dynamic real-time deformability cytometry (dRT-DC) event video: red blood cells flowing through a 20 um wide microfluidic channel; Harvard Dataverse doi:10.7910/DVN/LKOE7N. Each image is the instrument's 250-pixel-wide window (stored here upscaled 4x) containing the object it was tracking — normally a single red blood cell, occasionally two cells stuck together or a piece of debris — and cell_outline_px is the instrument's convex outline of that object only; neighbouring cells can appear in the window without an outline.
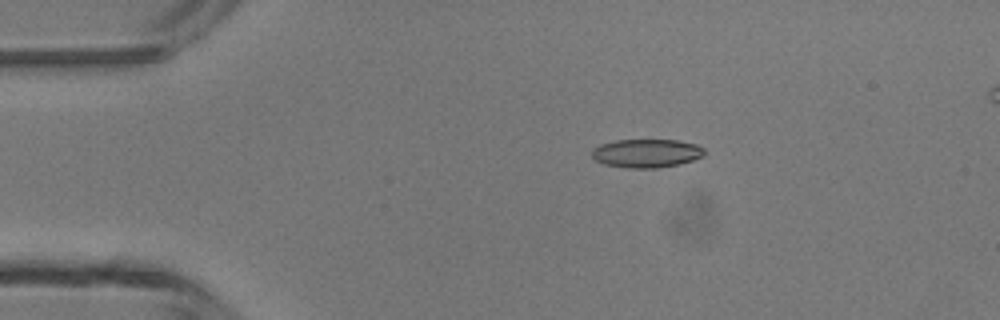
{"species": "common noctule bat (a hibernating species)", "species_latin": "Nyctalus noctula", "temperature_condition": "room temperature", "stored_images_in_passage": 5, "camera_frame_rate_fps": 3000, "um_per_image_px": 0.085, "animal": {"sex": "male", "body_mass_g": 13.3}, "frame": {"image": 1, "passage_image": 3, "time_ms": 2.333, "image_size_px": [1000, 320], "cell_outline_px": [[704, 156], [680, 164], [656, 168], [628, 168], [604, 164], [596, 160], [592, 156], [592, 148], [600, 144], [616, 140], [676, 140], [696, 144], [704, 148]], "centroid_in_image_um": [54.95, 13.02], "position_along_channel_um": 30.1, "area_um2": 18.73}}
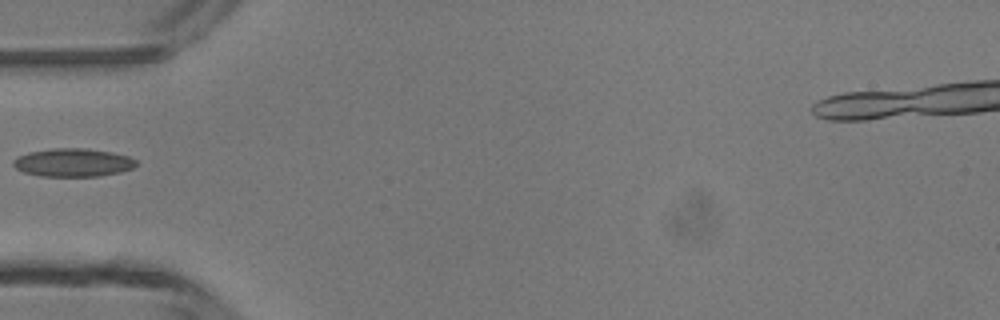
{"frame": {"image": 2, "passage_image": 5, "time_ms": 4.667, "image_size_px": [1000, 320], "cell_outline_px": [[136, 164], [132, 168], [120, 172], [100, 176], [40, 176], [24, 172], [16, 168], [12, 164], [12, 160], [16, 156], [28, 152], [52, 148], [88, 148], [112, 152], [128, 156], [136, 160]], "centroid_in_image_um": [6.17, 13.81], "position_along_channel_um": 78.8, "area_um2": 20.35}}